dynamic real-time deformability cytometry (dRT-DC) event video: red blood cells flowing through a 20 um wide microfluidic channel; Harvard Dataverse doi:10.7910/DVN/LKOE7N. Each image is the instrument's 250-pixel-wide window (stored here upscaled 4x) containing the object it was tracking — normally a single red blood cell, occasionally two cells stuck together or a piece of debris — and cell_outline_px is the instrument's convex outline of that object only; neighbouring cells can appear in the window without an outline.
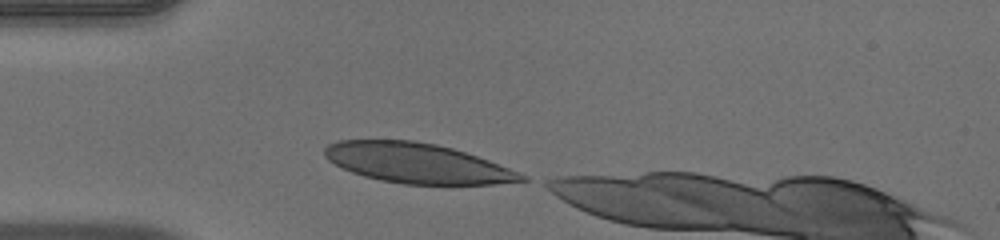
{"species": "human", "species_latin": "Homo sapiens", "temperature_condition": "warm", "stored_images_in_passage": 31, "camera_frame_rate_fps": 3000, "um_per_image_px": 0.085, "donor": {"sex": "male"}, "frame": {"image": 1, "passage_image": 1, "time_ms": 0.0, "image_size_px": [1000, 240], "cell_outline_px": [[528, 180], [492, 184], [404, 184], [380, 180], [364, 176], [352, 172], [328, 160], [324, 156], [324, 148], [328, 144], [340, 140], [412, 140], [436, 144], [452, 148], [488, 160], [528, 176]], "centroid_in_image_um": [35.43, 13.86], "position_along_channel_um": 49.6, "area_um2": 45.43}}
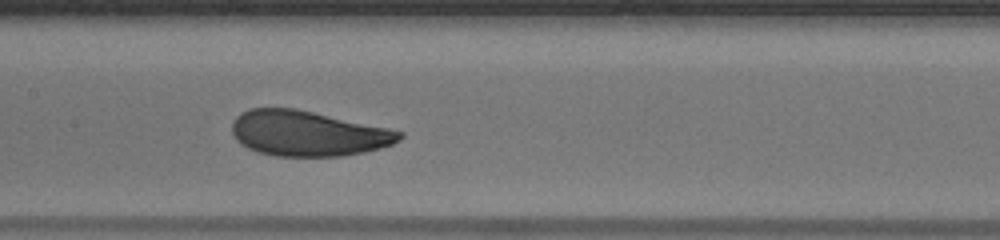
{"frame": {"image": 2, "passage_image": 12, "time_ms": 3.667, "image_size_px": [1000, 240], "cell_outline_px": [[404, 136], [400, 140], [392, 144], [364, 152], [344, 156], [276, 156], [256, 152], [240, 144], [236, 140], [232, 132], [232, 124], [236, 116], [240, 112], [248, 108], [296, 108], [388, 128], [404, 132]], "centroid_in_image_um": [26.14, 11.34], "position_along_channel_um": 181.3, "area_um2": 44.39}}
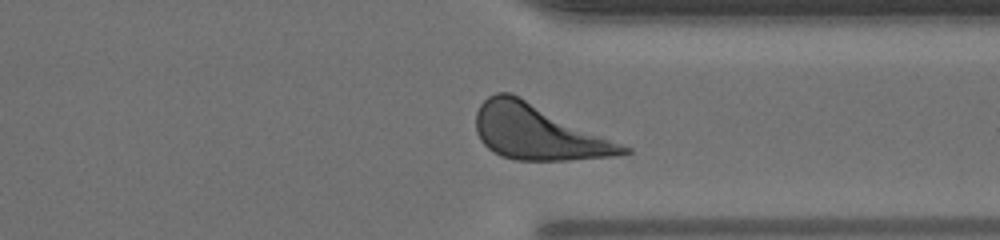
{"frame": {"image": 3, "passage_image": 26, "time_ms": 8.333, "image_size_px": [1000, 240], "cell_outline_px": [[632, 152], [616, 156], [568, 160], [516, 160], [500, 156], [488, 148], [480, 140], [476, 132], [476, 112], [480, 104], [488, 96], [496, 92], [512, 92], [632, 148]], "centroid_in_image_um": [45.73, 11.23], "position_along_channel_um": 365.7, "area_um2": 47.4}}